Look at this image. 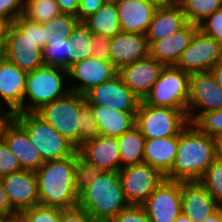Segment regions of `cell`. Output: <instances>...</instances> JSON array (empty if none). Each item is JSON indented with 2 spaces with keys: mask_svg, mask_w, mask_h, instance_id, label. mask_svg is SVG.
<instances>
[{
  "mask_svg": "<svg viewBox=\"0 0 222 222\" xmlns=\"http://www.w3.org/2000/svg\"><path fill=\"white\" fill-rule=\"evenodd\" d=\"M36 172L39 204L60 209L78 206L81 164L72 156L44 162Z\"/></svg>",
  "mask_w": 222,
  "mask_h": 222,
  "instance_id": "cell-1",
  "label": "cell"
},
{
  "mask_svg": "<svg viewBox=\"0 0 222 222\" xmlns=\"http://www.w3.org/2000/svg\"><path fill=\"white\" fill-rule=\"evenodd\" d=\"M78 206L93 219L112 220L129 206L119 173L81 169Z\"/></svg>",
  "mask_w": 222,
  "mask_h": 222,
  "instance_id": "cell-2",
  "label": "cell"
},
{
  "mask_svg": "<svg viewBox=\"0 0 222 222\" xmlns=\"http://www.w3.org/2000/svg\"><path fill=\"white\" fill-rule=\"evenodd\" d=\"M216 158V139L199 132L190 123L179 133L177 155L165 178L180 182L199 181Z\"/></svg>",
  "mask_w": 222,
  "mask_h": 222,
  "instance_id": "cell-3",
  "label": "cell"
},
{
  "mask_svg": "<svg viewBox=\"0 0 222 222\" xmlns=\"http://www.w3.org/2000/svg\"><path fill=\"white\" fill-rule=\"evenodd\" d=\"M42 23L33 22L23 15L10 25L2 56L26 73L44 65Z\"/></svg>",
  "mask_w": 222,
  "mask_h": 222,
  "instance_id": "cell-4",
  "label": "cell"
},
{
  "mask_svg": "<svg viewBox=\"0 0 222 222\" xmlns=\"http://www.w3.org/2000/svg\"><path fill=\"white\" fill-rule=\"evenodd\" d=\"M66 78L68 79V71L54 66L43 65L28 72L23 112H36L43 105L65 96L70 91L65 84Z\"/></svg>",
  "mask_w": 222,
  "mask_h": 222,
  "instance_id": "cell-5",
  "label": "cell"
},
{
  "mask_svg": "<svg viewBox=\"0 0 222 222\" xmlns=\"http://www.w3.org/2000/svg\"><path fill=\"white\" fill-rule=\"evenodd\" d=\"M44 162L72 156L77 149L36 112L15 113Z\"/></svg>",
  "mask_w": 222,
  "mask_h": 222,
  "instance_id": "cell-6",
  "label": "cell"
},
{
  "mask_svg": "<svg viewBox=\"0 0 222 222\" xmlns=\"http://www.w3.org/2000/svg\"><path fill=\"white\" fill-rule=\"evenodd\" d=\"M85 105V95L69 91L65 96L43 105L36 113L78 149V127L81 122V109Z\"/></svg>",
  "mask_w": 222,
  "mask_h": 222,
  "instance_id": "cell-7",
  "label": "cell"
},
{
  "mask_svg": "<svg viewBox=\"0 0 222 222\" xmlns=\"http://www.w3.org/2000/svg\"><path fill=\"white\" fill-rule=\"evenodd\" d=\"M190 124L187 111L169 107H154L140 102L135 126L145 139L179 136Z\"/></svg>",
  "mask_w": 222,
  "mask_h": 222,
  "instance_id": "cell-8",
  "label": "cell"
},
{
  "mask_svg": "<svg viewBox=\"0 0 222 222\" xmlns=\"http://www.w3.org/2000/svg\"><path fill=\"white\" fill-rule=\"evenodd\" d=\"M190 74L175 65L165 66L144 98L145 104L187 111Z\"/></svg>",
  "mask_w": 222,
  "mask_h": 222,
  "instance_id": "cell-9",
  "label": "cell"
},
{
  "mask_svg": "<svg viewBox=\"0 0 222 222\" xmlns=\"http://www.w3.org/2000/svg\"><path fill=\"white\" fill-rule=\"evenodd\" d=\"M118 173L126 201L135 206H142L165 179L158 169L146 163L122 167Z\"/></svg>",
  "mask_w": 222,
  "mask_h": 222,
  "instance_id": "cell-10",
  "label": "cell"
},
{
  "mask_svg": "<svg viewBox=\"0 0 222 222\" xmlns=\"http://www.w3.org/2000/svg\"><path fill=\"white\" fill-rule=\"evenodd\" d=\"M77 152L81 169L118 172L121 169L117 137L99 135L85 141Z\"/></svg>",
  "mask_w": 222,
  "mask_h": 222,
  "instance_id": "cell-11",
  "label": "cell"
},
{
  "mask_svg": "<svg viewBox=\"0 0 222 222\" xmlns=\"http://www.w3.org/2000/svg\"><path fill=\"white\" fill-rule=\"evenodd\" d=\"M221 60L222 45L198 29L175 66L189 74L208 72Z\"/></svg>",
  "mask_w": 222,
  "mask_h": 222,
  "instance_id": "cell-12",
  "label": "cell"
},
{
  "mask_svg": "<svg viewBox=\"0 0 222 222\" xmlns=\"http://www.w3.org/2000/svg\"><path fill=\"white\" fill-rule=\"evenodd\" d=\"M222 109V88L210 71L190 74L187 115L191 122L200 112Z\"/></svg>",
  "mask_w": 222,
  "mask_h": 222,
  "instance_id": "cell-13",
  "label": "cell"
},
{
  "mask_svg": "<svg viewBox=\"0 0 222 222\" xmlns=\"http://www.w3.org/2000/svg\"><path fill=\"white\" fill-rule=\"evenodd\" d=\"M86 104L106 106L119 112H137L141 100L123 83L117 73L114 77L92 88L85 94Z\"/></svg>",
  "mask_w": 222,
  "mask_h": 222,
  "instance_id": "cell-14",
  "label": "cell"
},
{
  "mask_svg": "<svg viewBox=\"0 0 222 222\" xmlns=\"http://www.w3.org/2000/svg\"><path fill=\"white\" fill-rule=\"evenodd\" d=\"M142 207L151 222H174L182 212L181 182L165 178Z\"/></svg>",
  "mask_w": 222,
  "mask_h": 222,
  "instance_id": "cell-15",
  "label": "cell"
},
{
  "mask_svg": "<svg viewBox=\"0 0 222 222\" xmlns=\"http://www.w3.org/2000/svg\"><path fill=\"white\" fill-rule=\"evenodd\" d=\"M68 78L75 83H68L72 92L85 95L92 88L114 77L118 70L110 61L100 60L95 56L74 63L68 70ZM74 84V85H73Z\"/></svg>",
  "mask_w": 222,
  "mask_h": 222,
  "instance_id": "cell-16",
  "label": "cell"
},
{
  "mask_svg": "<svg viewBox=\"0 0 222 222\" xmlns=\"http://www.w3.org/2000/svg\"><path fill=\"white\" fill-rule=\"evenodd\" d=\"M165 65L150 55L118 70L123 83L141 100L159 79Z\"/></svg>",
  "mask_w": 222,
  "mask_h": 222,
  "instance_id": "cell-17",
  "label": "cell"
},
{
  "mask_svg": "<svg viewBox=\"0 0 222 222\" xmlns=\"http://www.w3.org/2000/svg\"><path fill=\"white\" fill-rule=\"evenodd\" d=\"M1 180L12 207L18 213L39 204L35 171L23 169L3 176Z\"/></svg>",
  "mask_w": 222,
  "mask_h": 222,
  "instance_id": "cell-18",
  "label": "cell"
},
{
  "mask_svg": "<svg viewBox=\"0 0 222 222\" xmlns=\"http://www.w3.org/2000/svg\"><path fill=\"white\" fill-rule=\"evenodd\" d=\"M26 78L25 71L4 56L0 57V107L5 108L6 105L14 114L23 112Z\"/></svg>",
  "mask_w": 222,
  "mask_h": 222,
  "instance_id": "cell-19",
  "label": "cell"
},
{
  "mask_svg": "<svg viewBox=\"0 0 222 222\" xmlns=\"http://www.w3.org/2000/svg\"><path fill=\"white\" fill-rule=\"evenodd\" d=\"M182 213L193 222H202L220 207L199 181L181 182Z\"/></svg>",
  "mask_w": 222,
  "mask_h": 222,
  "instance_id": "cell-20",
  "label": "cell"
},
{
  "mask_svg": "<svg viewBox=\"0 0 222 222\" xmlns=\"http://www.w3.org/2000/svg\"><path fill=\"white\" fill-rule=\"evenodd\" d=\"M110 62L121 67L149 56V44L145 34L120 32L110 41Z\"/></svg>",
  "mask_w": 222,
  "mask_h": 222,
  "instance_id": "cell-21",
  "label": "cell"
},
{
  "mask_svg": "<svg viewBox=\"0 0 222 222\" xmlns=\"http://www.w3.org/2000/svg\"><path fill=\"white\" fill-rule=\"evenodd\" d=\"M122 32L147 33L158 6L147 0H117Z\"/></svg>",
  "mask_w": 222,
  "mask_h": 222,
  "instance_id": "cell-22",
  "label": "cell"
},
{
  "mask_svg": "<svg viewBox=\"0 0 222 222\" xmlns=\"http://www.w3.org/2000/svg\"><path fill=\"white\" fill-rule=\"evenodd\" d=\"M198 29L199 25L188 22L173 35L154 41L149 46V55L165 66L176 65Z\"/></svg>",
  "mask_w": 222,
  "mask_h": 222,
  "instance_id": "cell-23",
  "label": "cell"
},
{
  "mask_svg": "<svg viewBox=\"0 0 222 222\" xmlns=\"http://www.w3.org/2000/svg\"><path fill=\"white\" fill-rule=\"evenodd\" d=\"M3 139L18 159L22 169L36 171L44 163L26 130L14 118L7 125Z\"/></svg>",
  "mask_w": 222,
  "mask_h": 222,
  "instance_id": "cell-24",
  "label": "cell"
},
{
  "mask_svg": "<svg viewBox=\"0 0 222 222\" xmlns=\"http://www.w3.org/2000/svg\"><path fill=\"white\" fill-rule=\"evenodd\" d=\"M187 23L185 14L176 1L167 5L158 6L146 33L149 46L154 41L173 35Z\"/></svg>",
  "mask_w": 222,
  "mask_h": 222,
  "instance_id": "cell-25",
  "label": "cell"
},
{
  "mask_svg": "<svg viewBox=\"0 0 222 222\" xmlns=\"http://www.w3.org/2000/svg\"><path fill=\"white\" fill-rule=\"evenodd\" d=\"M87 105L93 112V118L98 124L100 135L118 137L135 126L137 112H119L106 106Z\"/></svg>",
  "mask_w": 222,
  "mask_h": 222,
  "instance_id": "cell-26",
  "label": "cell"
},
{
  "mask_svg": "<svg viewBox=\"0 0 222 222\" xmlns=\"http://www.w3.org/2000/svg\"><path fill=\"white\" fill-rule=\"evenodd\" d=\"M178 150V136L145 139L144 163L167 175L174 164Z\"/></svg>",
  "mask_w": 222,
  "mask_h": 222,
  "instance_id": "cell-27",
  "label": "cell"
},
{
  "mask_svg": "<svg viewBox=\"0 0 222 222\" xmlns=\"http://www.w3.org/2000/svg\"><path fill=\"white\" fill-rule=\"evenodd\" d=\"M92 34H103L110 38L122 32L116 2H105L97 12L83 20Z\"/></svg>",
  "mask_w": 222,
  "mask_h": 222,
  "instance_id": "cell-28",
  "label": "cell"
},
{
  "mask_svg": "<svg viewBox=\"0 0 222 222\" xmlns=\"http://www.w3.org/2000/svg\"><path fill=\"white\" fill-rule=\"evenodd\" d=\"M121 168L144 163L145 137L134 126L131 130L117 137Z\"/></svg>",
  "mask_w": 222,
  "mask_h": 222,
  "instance_id": "cell-29",
  "label": "cell"
},
{
  "mask_svg": "<svg viewBox=\"0 0 222 222\" xmlns=\"http://www.w3.org/2000/svg\"><path fill=\"white\" fill-rule=\"evenodd\" d=\"M91 37L92 33L83 21H78L70 36L67 38V42H69L68 69L74 63L92 56Z\"/></svg>",
  "mask_w": 222,
  "mask_h": 222,
  "instance_id": "cell-30",
  "label": "cell"
},
{
  "mask_svg": "<svg viewBox=\"0 0 222 222\" xmlns=\"http://www.w3.org/2000/svg\"><path fill=\"white\" fill-rule=\"evenodd\" d=\"M78 21V17L75 15L61 13L53 19L43 22L44 46L50 41H67Z\"/></svg>",
  "mask_w": 222,
  "mask_h": 222,
  "instance_id": "cell-31",
  "label": "cell"
},
{
  "mask_svg": "<svg viewBox=\"0 0 222 222\" xmlns=\"http://www.w3.org/2000/svg\"><path fill=\"white\" fill-rule=\"evenodd\" d=\"M187 22L199 25L209 15L222 7V0H176Z\"/></svg>",
  "mask_w": 222,
  "mask_h": 222,
  "instance_id": "cell-32",
  "label": "cell"
},
{
  "mask_svg": "<svg viewBox=\"0 0 222 222\" xmlns=\"http://www.w3.org/2000/svg\"><path fill=\"white\" fill-rule=\"evenodd\" d=\"M60 14L57 0H24L23 16L33 22L43 23Z\"/></svg>",
  "mask_w": 222,
  "mask_h": 222,
  "instance_id": "cell-33",
  "label": "cell"
},
{
  "mask_svg": "<svg viewBox=\"0 0 222 222\" xmlns=\"http://www.w3.org/2000/svg\"><path fill=\"white\" fill-rule=\"evenodd\" d=\"M199 182L222 205V160L216 158L205 170Z\"/></svg>",
  "mask_w": 222,
  "mask_h": 222,
  "instance_id": "cell-34",
  "label": "cell"
},
{
  "mask_svg": "<svg viewBox=\"0 0 222 222\" xmlns=\"http://www.w3.org/2000/svg\"><path fill=\"white\" fill-rule=\"evenodd\" d=\"M69 42L50 41L42 50L44 65L68 70Z\"/></svg>",
  "mask_w": 222,
  "mask_h": 222,
  "instance_id": "cell-35",
  "label": "cell"
},
{
  "mask_svg": "<svg viewBox=\"0 0 222 222\" xmlns=\"http://www.w3.org/2000/svg\"><path fill=\"white\" fill-rule=\"evenodd\" d=\"M199 132L212 138L222 135V109L210 112H200L190 122Z\"/></svg>",
  "mask_w": 222,
  "mask_h": 222,
  "instance_id": "cell-36",
  "label": "cell"
},
{
  "mask_svg": "<svg viewBox=\"0 0 222 222\" xmlns=\"http://www.w3.org/2000/svg\"><path fill=\"white\" fill-rule=\"evenodd\" d=\"M61 210L38 204L19 213L17 222H60Z\"/></svg>",
  "mask_w": 222,
  "mask_h": 222,
  "instance_id": "cell-37",
  "label": "cell"
},
{
  "mask_svg": "<svg viewBox=\"0 0 222 222\" xmlns=\"http://www.w3.org/2000/svg\"><path fill=\"white\" fill-rule=\"evenodd\" d=\"M79 147L90 139H94L100 135L98 124L93 118L91 108L86 104L81 109V122L79 124Z\"/></svg>",
  "mask_w": 222,
  "mask_h": 222,
  "instance_id": "cell-38",
  "label": "cell"
},
{
  "mask_svg": "<svg viewBox=\"0 0 222 222\" xmlns=\"http://www.w3.org/2000/svg\"><path fill=\"white\" fill-rule=\"evenodd\" d=\"M199 30L222 45V7L203 20Z\"/></svg>",
  "mask_w": 222,
  "mask_h": 222,
  "instance_id": "cell-39",
  "label": "cell"
},
{
  "mask_svg": "<svg viewBox=\"0 0 222 222\" xmlns=\"http://www.w3.org/2000/svg\"><path fill=\"white\" fill-rule=\"evenodd\" d=\"M23 170L16 156L3 139L0 141V177Z\"/></svg>",
  "mask_w": 222,
  "mask_h": 222,
  "instance_id": "cell-40",
  "label": "cell"
},
{
  "mask_svg": "<svg viewBox=\"0 0 222 222\" xmlns=\"http://www.w3.org/2000/svg\"><path fill=\"white\" fill-rule=\"evenodd\" d=\"M113 222H151L142 206L129 205L120 211Z\"/></svg>",
  "mask_w": 222,
  "mask_h": 222,
  "instance_id": "cell-41",
  "label": "cell"
},
{
  "mask_svg": "<svg viewBox=\"0 0 222 222\" xmlns=\"http://www.w3.org/2000/svg\"><path fill=\"white\" fill-rule=\"evenodd\" d=\"M111 38L103 34H92L91 53L100 60L110 61Z\"/></svg>",
  "mask_w": 222,
  "mask_h": 222,
  "instance_id": "cell-42",
  "label": "cell"
},
{
  "mask_svg": "<svg viewBox=\"0 0 222 222\" xmlns=\"http://www.w3.org/2000/svg\"><path fill=\"white\" fill-rule=\"evenodd\" d=\"M24 13V0H0V17L11 23Z\"/></svg>",
  "mask_w": 222,
  "mask_h": 222,
  "instance_id": "cell-43",
  "label": "cell"
},
{
  "mask_svg": "<svg viewBox=\"0 0 222 222\" xmlns=\"http://www.w3.org/2000/svg\"><path fill=\"white\" fill-rule=\"evenodd\" d=\"M92 220L91 215L79 206L62 209L60 213V222H92Z\"/></svg>",
  "mask_w": 222,
  "mask_h": 222,
  "instance_id": "cell-44",
  "label": "cell"
},
{
  "mask_svg": "<svg viewBox=\"0 0 222 222\" xmlns=\"http://www.w3.org/2000/svg\"><path fill=\"white\" fill-rule=\"evenodd\" d=\"M105 3L104 0H80L77 17L79 21L95 14Z\"/></svg>",
  "mask_w": 222,
  "mask_h": 222,
  "instance_id": "cell-45",
  "label": "cell"
},
{
  "mask_svg": "<svg viewBox=\"0 0 222 222\" xmlns=\"http://www.w3.org/2000/svg\"><path fill=\"white\" fill-rule=\"evenodd\" d=\"M0 215H19L12 207L8 196L4 190L3 183L0 177Z\"/></svg>",
  "mask_w": 222,
  "mask_h": 222,
  "instance_id": "cell-46",
  "label": "cell"
},
{
  "mask_svg": "<svg viewBox=\"0 0 222 222\" xmlns=\"http://www.w3.org/2000/svg\"><path fill=\"white\" fill-rule=\"evenodd\" d=\"M80 0H57L59 10L63 14L77 16Z\"/></svg>",
  "mask_w": 222,
  "mask_h": 222,
  "instance_id": "cell-47",
  "label": "cell"
},
{
  "mask_svg": "<svg viewBox=\"0 0 222 222\" xmlns=\"http://www.w3.org/2000/svg\"><path fill=\"white\" fill-rule=\"evenodd\" d=\"M4 110L5 108L0 107V141L3 140L6 127L15 115L11 110Z\"/></svg>",
  "mask_w": 222,
  "mask_h": 222,
  "instance_id": "cell-48",
  "label": "cell"
},
{
  "mask_svg": "<svg viewBox=\"0 0 222 222\" xmlns=\"http://www.w3.org/2000/svg\"><path fill=\"white\" fill-rule=\"evenodd\" d=\"M12 23L7 18L0 17V48L3 49L7 40L8 30Z\"/></svg>",
  "mask_w": 222,
  "mask_h": 222,
  "instance_id": "cell-49",
  "label": "cell"
},
{
  "mask_svg": "<svg viewBox=\"0 0 222 222\" xmlns=\"http://www.w3.org/2000/svg\"><path fill=\"white\" fill-rule=\"evenodd\" d=\"M211 74L214 76L218 85L222 88V60L216 63L211 69Z\"/></svg>",
  "mask_w": 222,
  "mask_h": 222,
  "instance_id": "cell-50",
  "label": "cell"
},
{
  "mask_svg": "<svg viewBox=\"0 0 222 222\" xmlns=\"http://www.w3.org/2000/svg\"><path fill=\"white\" fill-rule=\"evenodd\" d=\"M202 222H222L220 207L214 214H212Z\"/></svg>",
  "mask_w": 222,
  "mask_h": 222,
  "instance_id": "cell-51",
  "label": "cell"
},
{
  "mask_svg": "<svg viewBox=\"0 0 222 222\" xmlns=\"http://www.w3.org/2000/svg\"><path fill=\"white\" fill-rule=\"evenodd\" d=\"M215 139H216L217 158L222 160V135L218 136Z\"/></svg>",
  "mask_w": 222,
  "mask_h": 222,
  "instance_id": "cell-52",
  "label": "cell"
},
{
  "mask_svg": "<svg viewBox=\"0 0 222 222\" xmlns=\"http://www.w3.org/2000/svg\"><path fill=\"white\" fill-rule=\"evenodd\" d=\"M18 215H0V222H17Z\"/></svg>",
  "mask_w": 222,
  "mask_h": 222,
  "instance_id": "cell-53",
  "label": "cell"
},
{
  "mask_svg": "<svg viewBox=\"0 0 222 222\" xmlns=\"http://www.w3.org/2000/svg\"><path fill=\"white\" fill-rule=\"evenodd\" d=\"M147 1H150L157 6H163L175 2V0H147Z\"/></svg>",
  "mask_w": 222,
  "mask_h": 222,
  "instance_id": "cell-54",
  "label": "cell"
},
{
  "mask_svg": "<svg viewBox=\"0 0 222 222\" xmlns=\"http://www.w3.org/2000/svg\"><path fill=\"white\" fill-rule=\"evenodd\" d=\"M174 222H193L189 217H187L184 213H180Z\"/></svg>",
  "mask_w": 222,
  "mask_h": 222,
  "instance_id": "cell-55",
  "label": "cell"
},
{
  "mask_svg": "<svg viewBox=\"0 0 222 222\" xmlns=\"http://www.w3.org/2000/svg\"><path fill=\"white\" fill-rule=\"evenodd\" d=\"M92 222H113L112 220H97L93 219Z\"/></svg>",
  "mask_w": 222,
  "mask_h": 222,
  "instance_id": "cell-56",
  "label": "cell"
},
{
  "mask_svg": "<svg viewBox=\"0 0 222 222\" xmlns=\"http://www.w3.org/2000/svg\"><path fill=\"white\" fill-rule=\"evenodd\" d=\"M105 2H116L117 0H104Z\"/></svg>",
  "mask_w": 222,
  "mask_h": 222,
  "instance_id": "cell-57",
  "label": "cell"
},
{
  "mask_svg": "<svg viewBox=\"0 0 222 222\" xmlns=\"http://www.w3.org/2000/svg\"><path fill=\"white\" fill-rule=\"evenodd\" d=\"M221 219H222V205H220Z\"/></svg>",
  "mask_w": 222,
  "mask_h": 222,
  "instance_id": "cell-58",
  "label": "cell"
},
{
  "mask_svg": "<svg viewBox=\"0 0 222 222\" xmlns=\"http://www.w3.org/2000/svg\"><path fill=\"white\" fill-rule=\"evenodd\" d=\"M2 56V49L0 48V57Z\"/></svg>",
  "mask_w": 222,
  "mask_h": 222,
  "instance_id": "cell-59",
  "label": "cell"
}]
</instances>
